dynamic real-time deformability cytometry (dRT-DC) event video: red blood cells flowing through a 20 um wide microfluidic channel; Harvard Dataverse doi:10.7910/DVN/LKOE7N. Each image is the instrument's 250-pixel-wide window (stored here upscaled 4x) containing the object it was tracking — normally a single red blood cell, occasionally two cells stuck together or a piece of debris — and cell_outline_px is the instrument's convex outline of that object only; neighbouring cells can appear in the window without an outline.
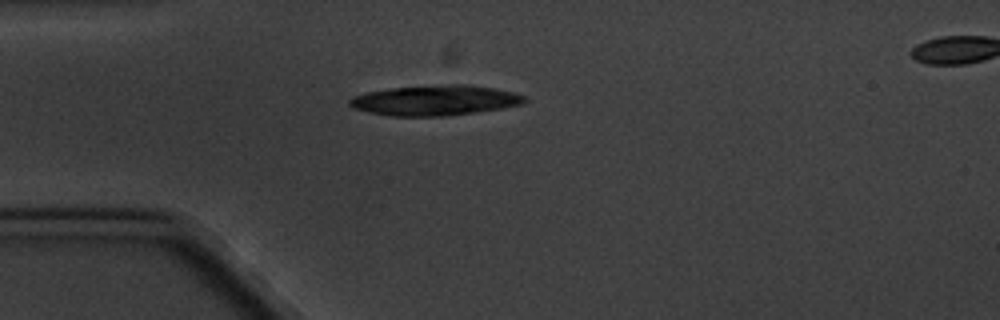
{"species": "common noctule bat (a hibernating species)", "species_latin": "Nyctalus noctula", "temperature_condition": "cold", "stored_images_in_passage": 5, "camera_frame_rate_fps": 3000, "um_per_image_px": 0.085, "animal": {"sex": "male", "body_mass_g": 20.1, "forearm_length_mm": 53.5}, "frame": {"image": 1, "passage_image": 1, "time_ms": 0.0, "image_size_px": [1000, 320], "cell_outline_px": [[528, 100], [524, 104], [500, 108], [444, 116], [392, 116], [368, 112], [352, 108], [348, 104], [348, 100], [352, 96], [368, 92], [392, 88], [452, 84], [468, 84], [496, 88], [512, 92], [524, 96]], "centroid_in_image_um": [36.97, 8.52], "position_along_channel_um": 48.0, "area_um2": 30.69}}